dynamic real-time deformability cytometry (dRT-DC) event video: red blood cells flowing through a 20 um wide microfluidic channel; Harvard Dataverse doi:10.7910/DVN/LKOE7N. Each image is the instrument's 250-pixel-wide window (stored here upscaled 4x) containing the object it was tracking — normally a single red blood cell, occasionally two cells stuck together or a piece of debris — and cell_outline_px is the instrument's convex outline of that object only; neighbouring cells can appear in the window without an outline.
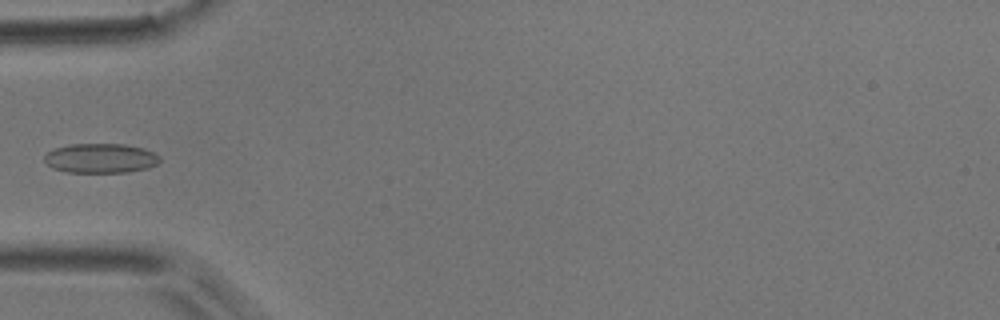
{"species": "common noctule bat (a hibernating species)", "species_latin": "Nyctalus noctula", "temperature_condition": "room temperature", "stored_images_in_passage": 36, "camera_frame_rate_fps": 3000, "um_per_image_px": 0.085, "animal": {"sex": "male", "body_mass_g": 17.9}, "frame": {"image": 1, "passage_image": 1, "time_ms": 0.0, "image_size_px": [1000, 320], "cell_outline_px": [[160, 160], [156, 164], [148, 168], [128, 172], [64, 172], [52, 168], [44, 160], [44, 156], [48, 152], [56, 148], [68, 144], [124, 144], [144, 148], [160, 156]], "centroid_in_image_um": [8.55, 13.45], "position_along_channel_um": 76.5, "area_um2": 19.88}}
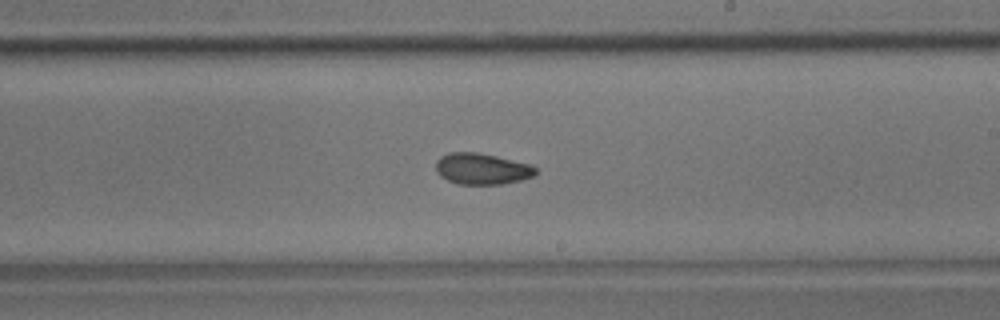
{"frame": {"image": 2, "passage_image": 14, "time_ms": 4.333, "image_size_px": [1000, 320], "cell_outline_px": [[536, 172], [532, 176], [520, 180], [504, 184], [460, 184], [448, 180], [440, 176], [436, 172], [436, 160], [440, 156], [448, 152], [476, 152], [496, 156], [532, 164], [536, 168]], "centroid_in_image_um": [40.94, 14.34], "position_along_channel_um": 248.1, "area_um2": 18.21}}
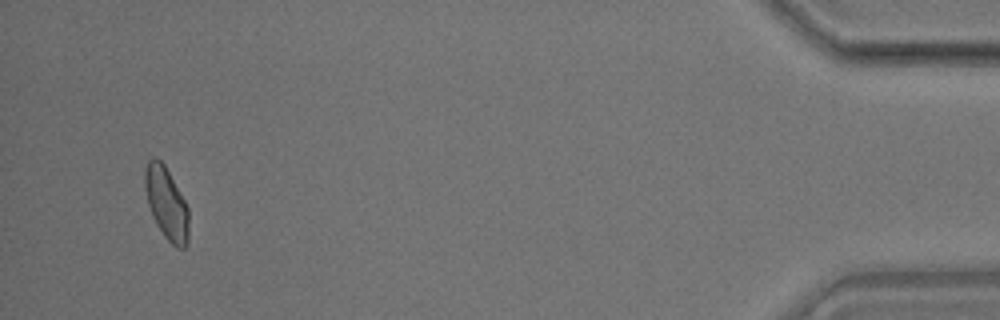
{"frame": {"image": 3, "passage_image": 33, "time_ms": 10.667, "image_size_px": [1000, 320], "cell_outline_px": [[188, 244], [184, 248], [176, 248], [164, 236], [156, 224], [152, 216], [148, 204], [144, 188], [144, 172], [148, 160], [156, 156], [164, 164], [184, 200], [188, 208]], "centroid_in_image_um": [14.13, 17.29], "position_along_channel_um": 421.1, "area_um2": 18.44}}